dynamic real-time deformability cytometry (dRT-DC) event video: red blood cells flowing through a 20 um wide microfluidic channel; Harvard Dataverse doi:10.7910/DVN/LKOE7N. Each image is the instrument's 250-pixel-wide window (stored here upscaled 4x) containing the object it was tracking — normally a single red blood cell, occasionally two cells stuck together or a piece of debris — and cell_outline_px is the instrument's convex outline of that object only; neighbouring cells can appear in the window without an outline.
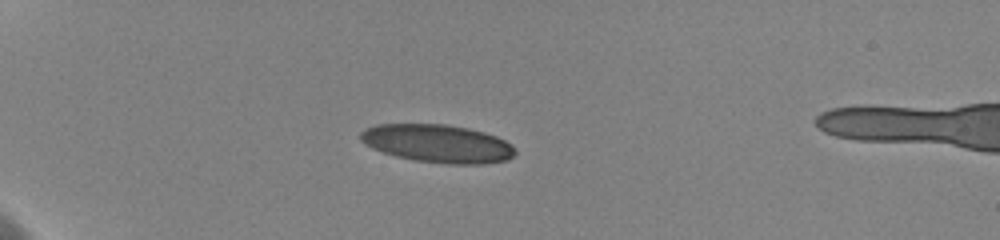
{"species": "human", "species_latin": "Homo sapiens", "temperature_condition": "cold", "stored_images_in_passage": 16, "camera_frame_rate_fps": 3000, "um_per_image_px": 0.085, "donor": {"sex": "female"}, "frame": {"image": 1, "passage_image": 1, "time_ms": 0.0, "image_size_px": [1000, 240], "cell_outline_px": [[516, 152], [508, 160], [484, 164], [448, 164], [416, 160], [396, 156], [372, 148], [364, 144], [360, 140], [360, 132], [364, 128], [376, 124], [444, 124], [468, 128], [484, 132], [496, 136], [512, 144]], "centroid_in_image_um": [37.19, 12.2], "position_along_channel_um": 47.8, "area_um2": 34.39}}
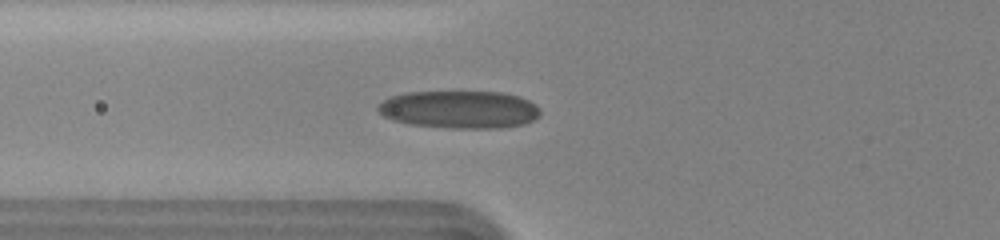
{"frame": {"image": 2, "passage_image": 8, "time_ms": 2.333, "image_size_px": [1000, 240], "cell_outline_px": [[540, 116], [524, 124], [504, 128], [452, 128], [412, 124], [392, 120], [384, 116], [376, 108], [384, 100], [392, 96], [408, 92], [504, 92], [520, 96], [536, 104], [540, 108]], "centroid_in_image_um": [39.11, 9.31], "position_along_channel_um": 86.7, "area_um2": 35.66}}